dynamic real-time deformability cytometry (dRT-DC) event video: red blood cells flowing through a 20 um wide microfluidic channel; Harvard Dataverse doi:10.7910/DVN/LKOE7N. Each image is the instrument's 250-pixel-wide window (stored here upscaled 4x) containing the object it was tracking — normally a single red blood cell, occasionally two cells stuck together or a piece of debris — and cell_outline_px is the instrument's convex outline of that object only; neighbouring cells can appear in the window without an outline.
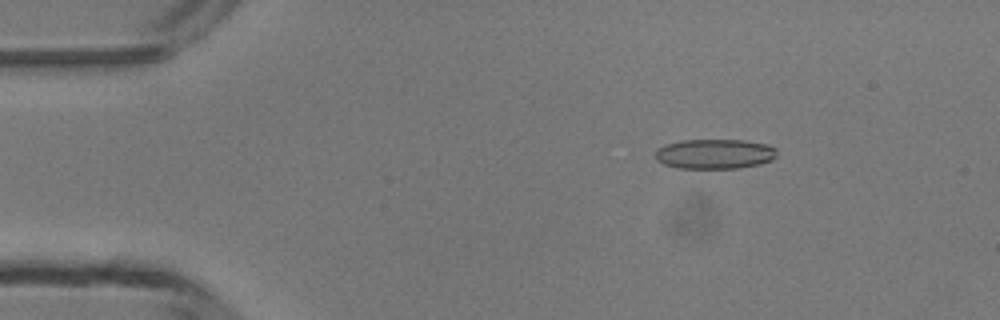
{"species": "common noctule bat (a hibernating species)", "species_latin": "Nyctalus noctula", "temperature_condition": "room temperature", "stored_images_in_passage": 4, "camera_frame_rate_fps": 3000, "um_per_image_px": 0.085, "animal": {"sex": "male", "body_mass_g": 13.3}, "frame": {"image": 1, "passage_image": 2, "time_ms": 1.333, "image_size_px": [1000, 320], "cell_outline_px": [[776, 156], [772, 160], [760, 164], [736, 168], [676, 168], [664, 164], [656, 160], [656, 148], [664, 144], [680, 140], [744, 140], [768, 144], [776, 148]], "centroid_in_image_um": [60.73, 13.08], "position_along_channel_um": 24.3, "area_um2": 21.33}}
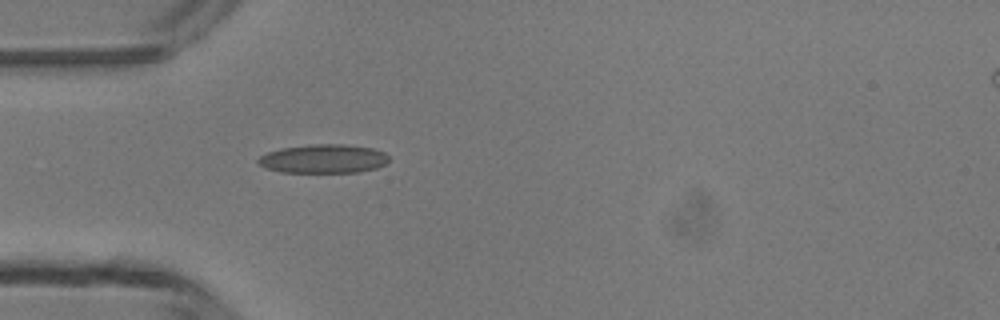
{"frame": {"image": 2, "passage_image": 4, "time_ms": 3.667, "image_size_px": [1000, 320], "cell_outline_px": [[388, 160], [384, 164], [376, 168], [356, 172], [280, 172], [264, 168], [256, 160], [260, 156], [268, 152], [280, 148], [308, 144], [344, 144], [372, 148], [384, 152], [388, 156]], "centroid_in_image_um": [27.46, 13.49], "position_along_channel_um": 57.5, "area_um2": 21.96}}